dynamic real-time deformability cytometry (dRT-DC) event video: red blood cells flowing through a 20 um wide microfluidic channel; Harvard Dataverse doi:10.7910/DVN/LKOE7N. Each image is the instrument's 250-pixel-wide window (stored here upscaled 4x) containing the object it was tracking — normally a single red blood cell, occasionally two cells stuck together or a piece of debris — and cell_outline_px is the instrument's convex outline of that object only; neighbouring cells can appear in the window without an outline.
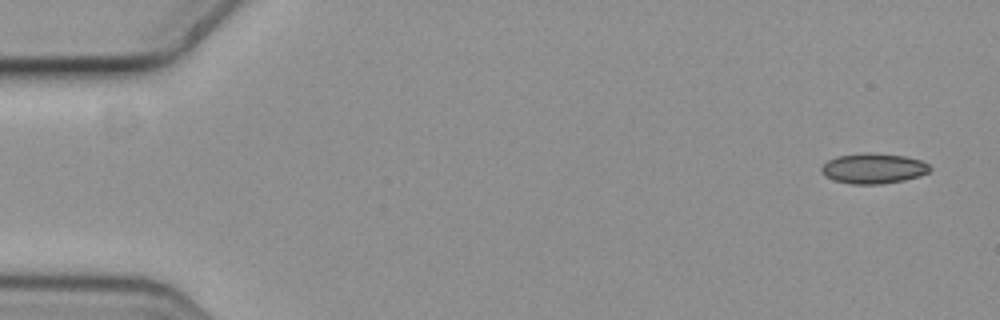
{"species": "common noctule bat (a hibernating species)", "species_latin": "Nyctalus noctula", "temperature_condition": "cold", "stored_images_in_passage": 6, "camera_frame_rate_fps": 3000, "um_per_image_px": 0.085, "animal": {"sex": "female", "body_mass_g": 19.3, "forearm_length_mm": 54.1}, "frame": {"image": 1, "passage_image": 1, "time_ms": 0.0, "image_size_px": [1000, 320], "cell_outline_px": [[932, 168], [928, 172], [920, 176], [904, 180], [880, 184], [852, 184], [836, 180], [824, 176], [820, 168], [828, 160], [836, 156], [868, 152], [904, 156], [920, 160], [928, 164]], "centroid_in_image_um": [74.24, 14.31], "position_along_channel_um": 10.8, "area_um2": 19.07}}
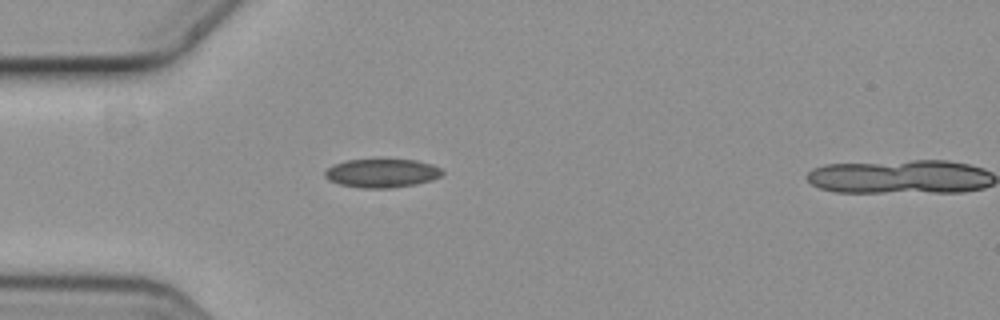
{"frame": {"image": 2, "passage_image": 5, "time_ms": 1.333, "image_size_px": [1000, 320], "cell_outline_px": [[444, 172], [440, 176], [432, 180], [412, 184], [388, 188], [364, 188], [340, 184], [328, 180], [324, 176], [324, 172], [328, 168], [336, 164], [348, 160], [380, 156], [384, 156], [416, 160], [432, 164], [440, 168]], "centroid_in_image_um": [32.46, 14.65], "position_along_channel_um": 52.5, "area_um2": 20.29}}